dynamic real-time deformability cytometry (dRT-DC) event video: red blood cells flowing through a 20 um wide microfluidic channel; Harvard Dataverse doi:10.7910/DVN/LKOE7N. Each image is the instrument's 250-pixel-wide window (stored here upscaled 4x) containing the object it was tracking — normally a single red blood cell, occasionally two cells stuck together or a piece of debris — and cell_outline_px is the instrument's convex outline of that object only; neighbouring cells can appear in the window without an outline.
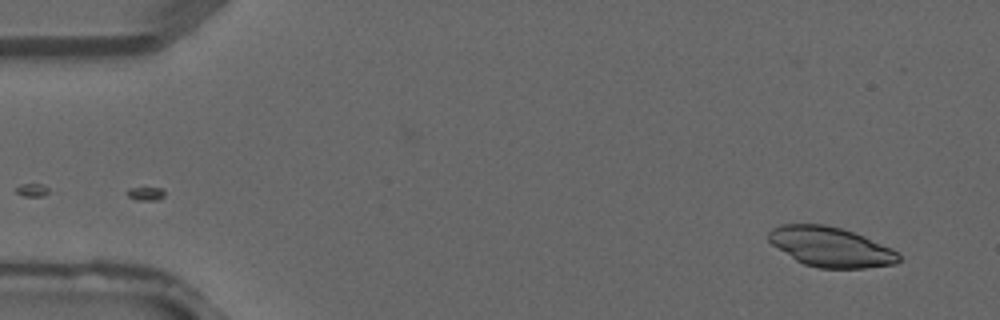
{"species": "common noctule bat (a hibernating species)", "species_latin": "Nyctalus noctula", "temperature_condition": "warm", "stored_images_in_passage": 5, "camera_frame_rate_fps": 3000, "um_per_image_px": 0.085, "animal": {"sex": "male", "forearm_length_mm": 52.5}, "frame": {"image": 1, "passage_image": 5, "time_ms": 1.333, "image_size_px": [1000, 320], "cell_outline_px": [[900, 260], [896, 264], [864, 268], [820, 268], [804, 264], [796, 260], [772, 244], [768, 240], [768, 232], [772, 228], [780, 224], [824, 224], [840, 228], [864, 236], [892, 248], [900, 256]], "centroid_in_image_um": [70.6, 20.98], "position_along_channel_um": 14.4, "area_um2": 30.06}}